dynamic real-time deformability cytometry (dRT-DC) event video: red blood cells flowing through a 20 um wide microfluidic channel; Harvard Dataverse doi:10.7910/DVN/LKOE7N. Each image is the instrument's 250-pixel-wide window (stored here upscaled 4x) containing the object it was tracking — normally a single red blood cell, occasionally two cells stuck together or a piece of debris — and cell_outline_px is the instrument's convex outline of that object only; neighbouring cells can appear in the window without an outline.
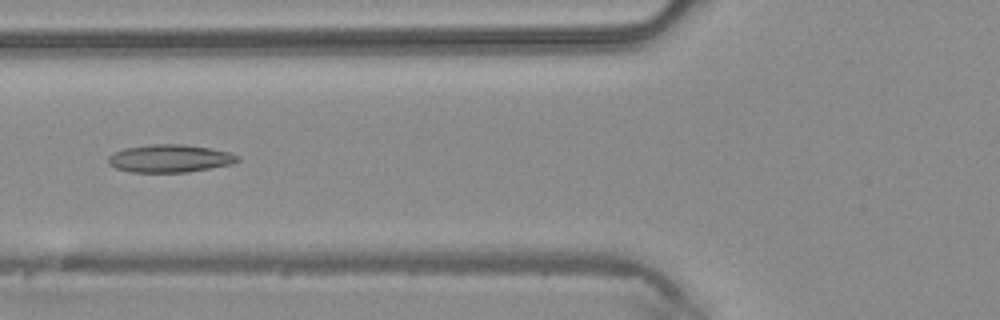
{"species": "common noctule bat (a hibernating species)", "species_latin": "Nyctalus noctula", "temperature_condition": "warm", "stored_images_in_passage": 48, "camera_frame_rate_fps": 3000, "um_per_image_px": 0.085, "animal": {"sex": "male", "body_mass_g": 20.4}, "frame": {"image": 1, "passage_image": 18, "time_ms": 5.667, "image_size_px": [1000, 320], "cell_outline_px": [[240, 160], [232, 164], [188, 172], [132, 172], [116, 168], [108, 164], [108, 156], [124, 148], [148, 144], [180, 144], [212, 148], [228, 152], [240, 156]], "centroid_in_image_um": [14.44, 13.46], "position_along_channel_um": 111.4, "area_um2": 20.98}}
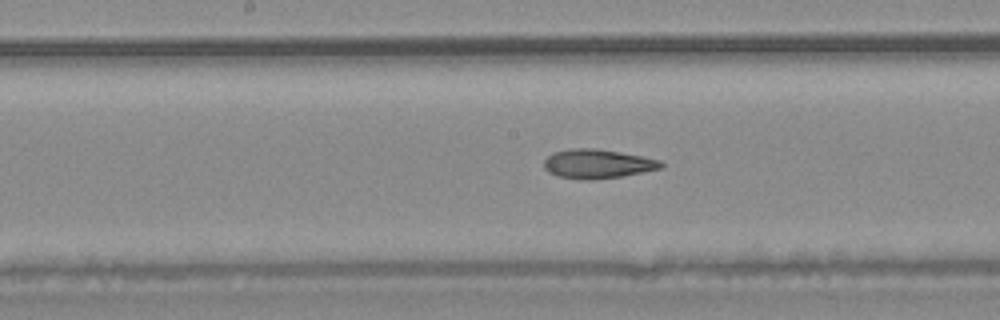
{"frame": {"image": 2, "passage_image": 24, "time_ms": 7.667, "image_size_px": [1000, 320], "cell_outline_px": [[664, 168], [620, 176], [592, 180], [580, 180], [556, 176], [548, 172], [544, 168], [544, 160], [552, 152], [572, 148], [596, 148], [620, 152], [660, 160], [664, 164]], "centroid_in_image_um": [50.75, 13.93], "position_along_channel_um": 197.4, "area_um2": 20.0}}
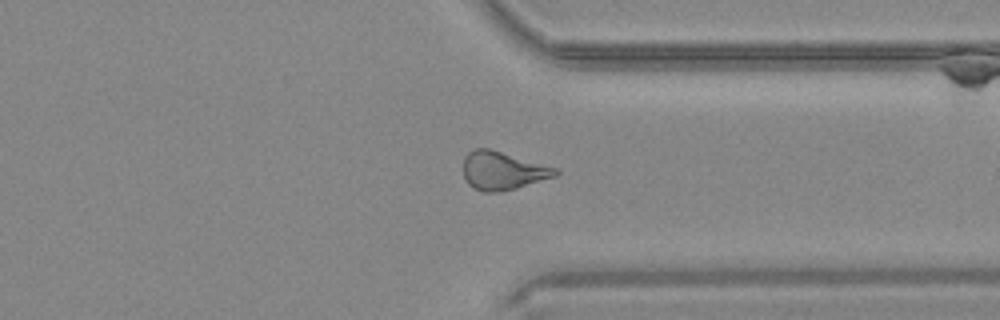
{"frame": {"image": 3, "passage_image": 36, "time_ms": 11.667, "image_size_px": [1000, 320], "cell_outline_px": [[560, 172], [556, 176], [516, 188], [500, 192], [484, 192], [472, 188], [468, 184], [464, 176], [464, 156], [468, 152], [476, 148], [488, 148], [560, 168]], "centroid_in_image_um": [42.75, 14.51], "position_along_channel_um": 368.6, "area_um2": 20.69}}